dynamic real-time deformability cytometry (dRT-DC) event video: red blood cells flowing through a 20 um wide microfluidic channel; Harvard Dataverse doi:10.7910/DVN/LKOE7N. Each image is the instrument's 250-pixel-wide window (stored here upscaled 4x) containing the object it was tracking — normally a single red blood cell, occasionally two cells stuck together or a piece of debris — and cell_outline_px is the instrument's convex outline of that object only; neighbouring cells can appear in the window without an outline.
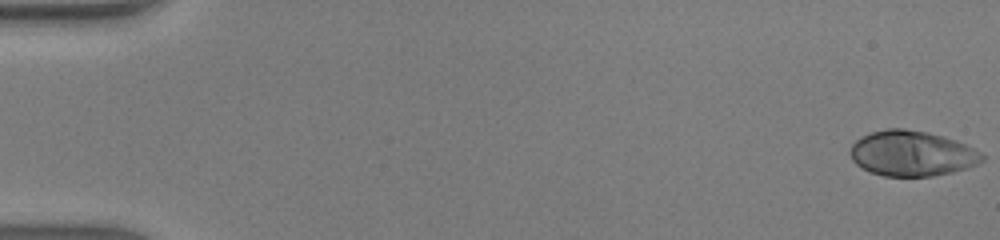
{"species": "human", "species_latin": "Homo sapiens", "temperature_condition": "warm", "stored_images_in_passage": 48, "camera_frame_rate_fps": 3000, "um_per_image_px": 0.085, "donor": {"sex": "male"}, "frame": {"image": 1, "passage_image": 1, "time_ms": 0.0, "image_size_px": [1000, 240], "cell_outline_px": [[984, 160], [968, 168], [952, 172], [932, 176], [884, 176], [872, 172], [856, 164], [852, 160], [848, 152], [852, 144], [856, 140], [872, 132], [888, 128], [904, 128], [928, 132], [956, 140], [980, 152], [984, 156]], "centroid_in_image_um": [77.5, 13.04], "position_along_channel_um": 7.5, "area_um2": 34.74}}
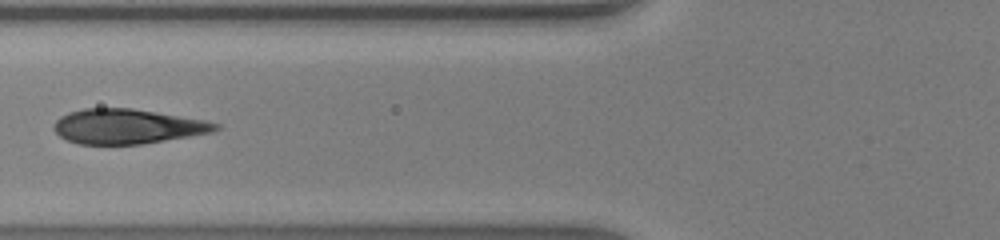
{"frame": {"image": 2, "passage_image": 20, "time_ms": 6.333, "image_size_px": [1000, 240], "cell_outline_px": [[220, 128], [212, 132], [140, 144], [76, 144], [60, 136], [52, 128], [56, 120], [60, 116], [68, 112], [84, 108], [132, 108], [208, 120], [220, 124]], "centroid_in_image_um": [10.81, 10.73], "position_along_channel_um": 115.0, "area_um2": 32.77}}
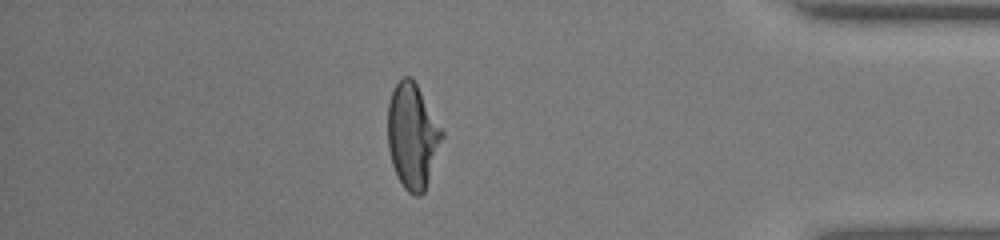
{"frame": {"image": 3, "passage_image": 42, "time_ms": 13.667, "image_size_px": [1000, 240], "cell_outline_px": [[444, 136], [424, 192], [420, 196], [416, 196], [408, 192], [404, 188], [392, 164], [388, 148], [388, 100], [396, 84], [404, 76], [412, 76], [444, 132]], "centroid_in_image_um": [35.06, 11.54], "position_along_channel_um": 400.1, "area_um2": 33.06}, "authors_computed_cell_mechanics": {"area_um2": 33.7841, "velocity_mm_per_s": 4.3546, "shape_relaxation_time_tau1_ms": 4.9251, "shape_relaxation_time_tau2_ms": null, "deformation_change_tau1": 0.26, "deformation_change_tau2": null}}